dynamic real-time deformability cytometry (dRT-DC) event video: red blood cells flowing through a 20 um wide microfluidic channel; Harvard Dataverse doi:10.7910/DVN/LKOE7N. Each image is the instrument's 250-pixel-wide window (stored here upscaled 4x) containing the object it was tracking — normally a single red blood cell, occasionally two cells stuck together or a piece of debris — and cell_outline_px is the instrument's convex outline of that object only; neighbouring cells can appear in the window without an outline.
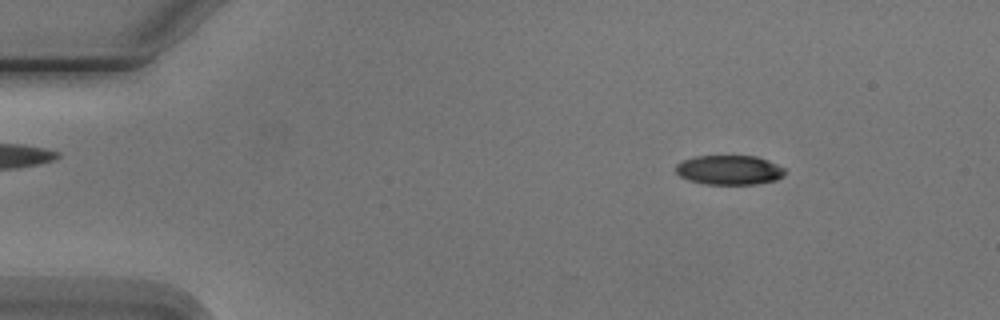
{"species": "Egyptian fruit bat (a non-hibernating species)", "species_latin": "Rousettus aegyptiacus", "temperature_condition": "cold", "stored_images_in_passage": 4, "camera_frame_rate_fps": 3000, "um_per_image_px": 0.085, "animal": {"sex": "male"}, "frame": {"image": 1, "passage_image": 2, "time_ms": 1.0, "image_size_px": [1000, 320], "cell_outline_px": [[784, 176], [776, 180], [756, 184], [704, 184], [688, 180], [680, 176], [676, 172], [676, 164], [684, 160], [696, 156], [756, 156], [768, 160], [784, 168]], "centroid_in_image_um": [61.99, 14.45], "position_along_channel_um": 23.0, "area_um2": 18.73}}